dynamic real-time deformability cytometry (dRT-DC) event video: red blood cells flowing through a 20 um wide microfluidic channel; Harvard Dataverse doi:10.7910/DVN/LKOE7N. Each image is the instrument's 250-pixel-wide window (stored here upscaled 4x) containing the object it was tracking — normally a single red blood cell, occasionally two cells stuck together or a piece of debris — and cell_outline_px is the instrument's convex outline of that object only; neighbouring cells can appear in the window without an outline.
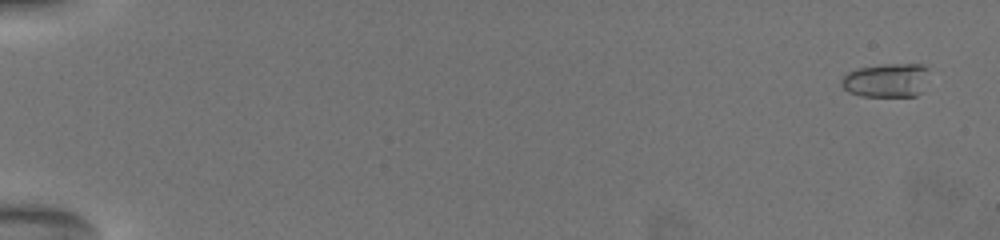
{"species": "common noctule bat (a hibernating species)", "species_latin": "Nyctalus noctula", "temperature_condition": "warm", "stored_images_in_passage": 11, "camera_frame_rate_fps": 3000, "um_per_image_px": 0.085, "animal": {"sex": "female", "body_mass_g": 19.5, "forearm_length_mm": 54.1}, "frame": {"image": 1, "passage_image": 2, "time_ms": 1.0, "image_size_px": [1000, 240], "cell_outline_px": [[928, 68], [920, 92], [916, 96], [860, 96], [848, 92], [840, 84], [840, 80], [848, 72], [856, 68], [884, 64], [920, 64]], "centroid_in_image_um": [75.27, 6.82], "position_along_channel_um": 9.7, "area_um2": 17.17}}
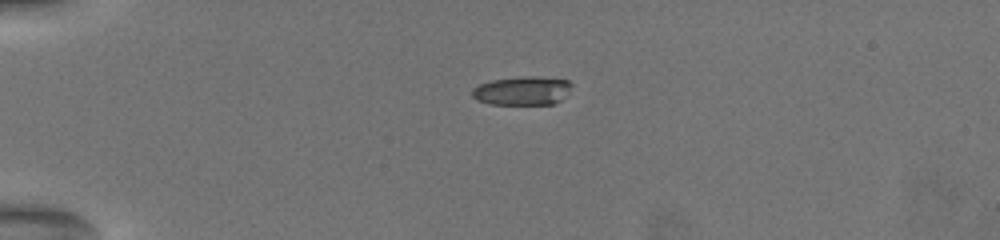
{"frame": {"image": 2, "passage_image": 7, "time_ms": 5.667, "image_size_px": [1000, 240], "cell_outline_px": [[572, 84], [560, 100], [552, 104], [488, 104], [476, 100], [472, 96], [472, 88], [480, 84], [492, 80], [524, 76], [536, 76], [568, 80]], "centroid_in_image_um": [44.34, 7.71], "position_along_channel_um": 40.7, "area_um2": 16.53}}
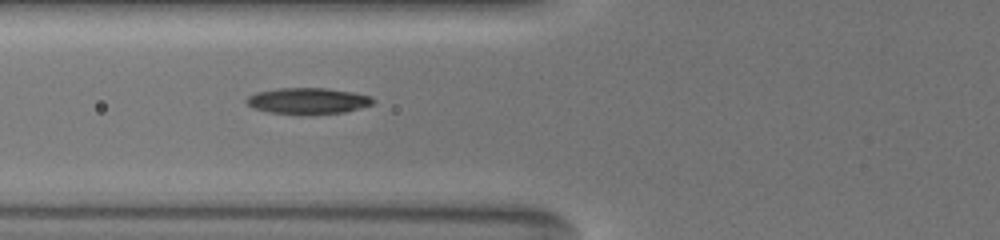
{"frame": {"image": 3, "passage_image": 10, "time_ms": 8.667, "image_size_px": [1000, 240], "cell_outline_px": [[376, 100], [372, 104], [360, 108], [344, 112], [268, 112], [256, 108], [248, 104], [244, 100], [248, 96], [256, 92], [276, 88], [324, 88], [352, 92], [368, 96]], "centroid_in_image_um": [26.15, 8.53], "position_along_channel_um": 99.6, "area_um2": 18.44}}